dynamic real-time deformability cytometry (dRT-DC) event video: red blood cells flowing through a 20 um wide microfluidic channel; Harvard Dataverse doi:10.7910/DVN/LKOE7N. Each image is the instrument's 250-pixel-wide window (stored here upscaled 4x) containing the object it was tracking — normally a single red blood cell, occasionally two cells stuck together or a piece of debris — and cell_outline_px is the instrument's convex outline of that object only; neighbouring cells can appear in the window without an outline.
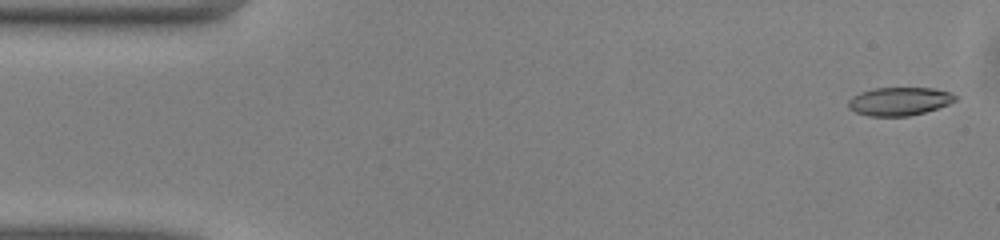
{"species": "common noctule bat (a hibernating species)", "species_latin": "Nyctalus noctula", "temperature_condition": "warm", "stored_images_in_passage": 50, "camera_frame_rate_fps": 3000, "um_per_image_px": 0.085, "animal": {"sex": "male", "body_mass_g": 13.0, "forearm_length_mm": 53.1}, "frame": {"image": 1, "passage_image": 2, "time_ms": 0.333, "image_size_px": [1000, 240], "cell_outline_px": [[956, 100], [948, 104], [924, 112], [908, 116], [868, 116], [856, 112], [848, 108], [848, 100], [852, 96], [860, 92], [872, 88], [932, 88], [948, 92], [956, 96]], "centroid_in_image_um": [76.38, 8.61], "position_along_channel_um": 8.6, "area_um2": 17.51}}
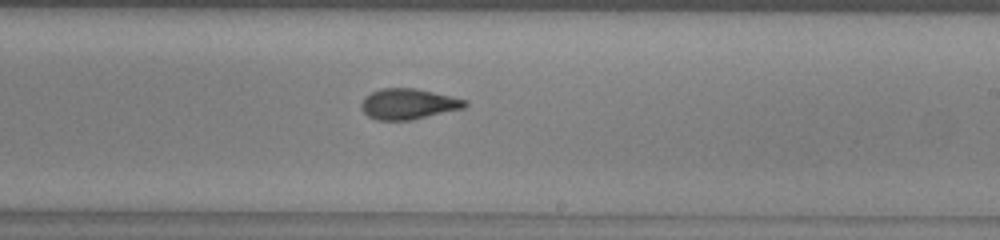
{"frame": {"image": 2, "passage_image": 29, "time_ms": 9.333, "image_size_px": [1000, 240], "cell_outline_px": [[468, 104], [464, 108], [412, 120], [376, 120], [368, 116], [360, 108], [360, 104], [364, 96], [380, 88], [416, 88], [468, 100]], "centroid_in_image_um": [34.69, 8.83], "position_along_channel_um": 254.3, "area_um2": 18.67}}
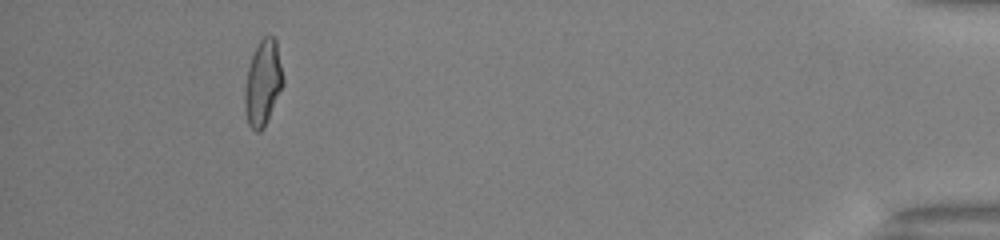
{"frame": {"image": 3, "passage_image": 46, "time_ms": 15.0, "image_size_px": [1000, 240], "cell_outline_px": [[284, 84], [264, 128], [260, 132], [256, 132], [248, 124], [244, 108], [244, 88], [248, 68], [252, 56], [260, 40], [264, 36], [272, 36], [276, 40], [284, 76]], "centroid_in_image_um": [22.35, 7.07], "position_along_channel_um": 412.8, "area_um2": 19.19}, "authors_computed_cell_mechanics": {"area_um2": 18.6694, "velocity_mm_per_s": 4.0959, "shape_relaxation_time_tau1_ms": 4.343, "shape_relaxation_time_tau2_ms": 1.8411, "deformation_change_tau1": 0.1781, "deformation_change_tau2": 0.1006}}